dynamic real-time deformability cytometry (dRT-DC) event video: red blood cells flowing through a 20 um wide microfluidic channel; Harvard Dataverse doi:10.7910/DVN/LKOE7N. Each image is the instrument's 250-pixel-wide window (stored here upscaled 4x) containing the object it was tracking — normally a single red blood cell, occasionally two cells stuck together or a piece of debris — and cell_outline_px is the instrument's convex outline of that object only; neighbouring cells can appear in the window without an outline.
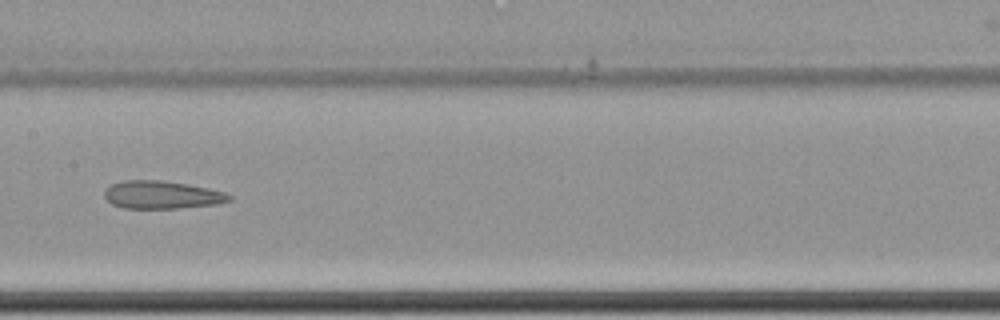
{"species": "common noctule bat (a hibernating species)", "species_latin": "Nyctalus noctula", "temperature_condition": "cold", "stored_images_in_passage": 12, "camera_frame_rate_fps": 3000, "um_per_image_px": 0.085, "animal": {"sex": "female", "body_mass_g": 22.7, "forearm_length_mm": 54.2}, "frame": {"image": 1, "passage_image": 9, "time_ms": 2.667, "image_size_px": [1000, 320], "cell_outline_px": [[232, 200], [220, 204], [176, 208], [124, 208], [112, 204], [104, 196], [104, 192], [112, 184], [124, 180], [160, 180], [188, 184], [208, 188], [224, 192], [232, 196]], "centroid_in_image_um": [13.79, 16.56], "position_along_channel_um": 193.6, "area_um2": 20.23}}
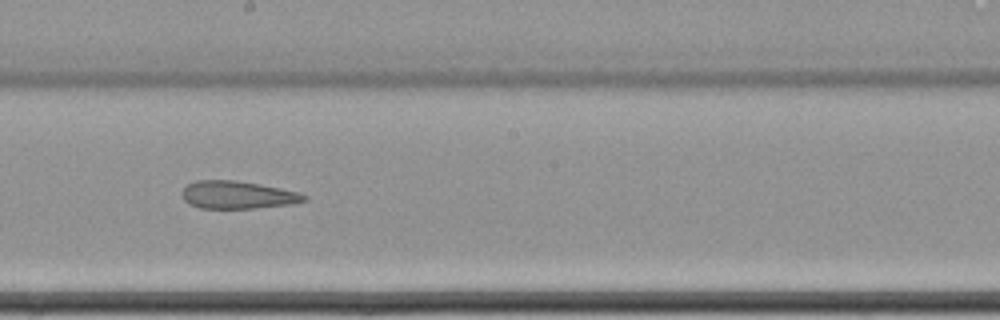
{"frame": {"image": 2, "passage_image": 10, "time_ms": 3.0, "image_size_px": [1000, 320], "cell_outline_px": [[308, 200], [292, 204], [256, 208], [200, 208], [188, 204], [184, 200], [180, 192], [188, 184], [196, 180], [236, 180], [260, 184], [300, 192], [308, 196]], "centroid_in_image_um": [20.2, 16.56], "position_along_channel_um": 228.0, "area_um2": 19.94}}
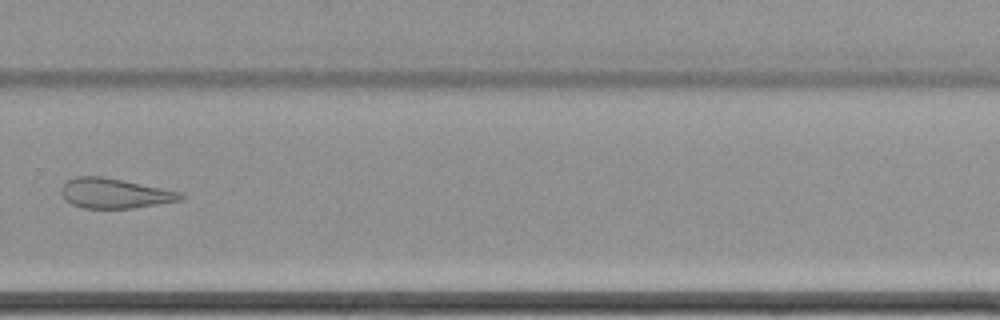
{"frame": {"image": 3, "passage_image": 12, "time_ms": 3.667, "image_size_px": [1000, 320], "cell_outline_px": [[184, 200], [160, 204], [132, 208], [84, 208], [72, 204], [60, 192], [60, 188], [68, 180], [76, 176], [100, 176], [180, 192], [184, 196]], "centroid_in_image_um": [9.74, 16.44], "position_along_channel_um": 320.1, "area_um2": 20.46}}